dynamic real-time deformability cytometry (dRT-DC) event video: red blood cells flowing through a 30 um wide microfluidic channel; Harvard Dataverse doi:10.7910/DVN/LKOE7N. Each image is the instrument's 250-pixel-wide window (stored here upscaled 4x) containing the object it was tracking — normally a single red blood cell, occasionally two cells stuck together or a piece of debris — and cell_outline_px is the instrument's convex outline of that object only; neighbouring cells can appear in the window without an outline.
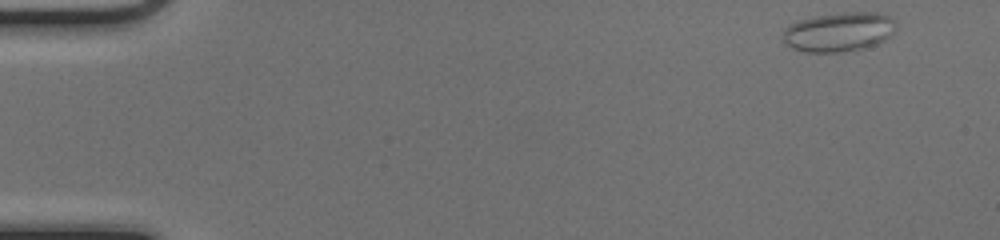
{"species": "common noctule bat (a hibernating species)", "species_latin": "Nyctalus noctula", "temperature_condition": "cold", "stored_images_in_passage": 48, "camera_frame_rate_fps": 3000, "um_per_image_px": 0.085, "animal": {"sex": "female", "body_mass_g": 17.0, "forearm_length_mm": 48.0}, "frame": {"image": 1, "passage_image": 1, "time_ms": 0.0, "image_size_px": [1000, 240], "cell_outline_px": [[896, 28], [884, 40], [876, 44], [864, 48], [840, 52], [804, 52], [792, 48], [784, 40], [784, 28], [788, 24], [796, 20], [812, 16], [844, 12], [876, 12], [888, 16], [896, 20]], "centroid_in_image_um": [71.29, 2.69], "position_along_channel_um": 13.7, "area_um2": 26.07}}
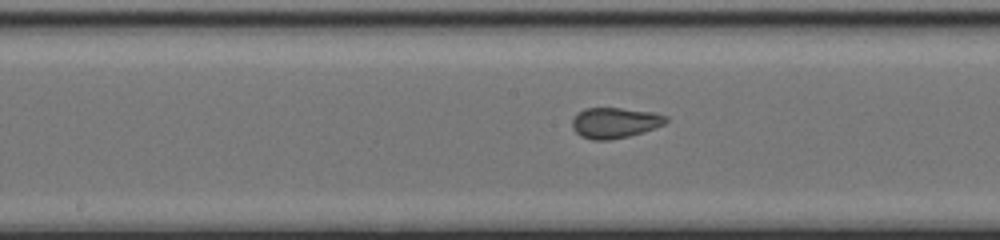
{"frame": {"image": 2, "passage_image": 24, "time_ms": 7.667, "image_size_px": [1000, 240], "cell_outline_px": [[668, 120], [664, 124], [644, 132], [628, 136], [608, 140], [592, 140], [580, 136], [572, 128], [572, 120], [576, 112], [584, 108], [620, 108], [656, 112], [668, 116]], "centroid_in_image_um": [52.25, 10.42], "position_along_channel_um": 195.9, "area_um2": 16.94}}
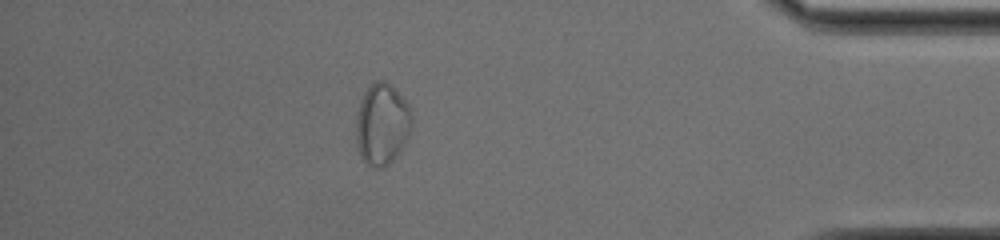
{"frame": {"image": 3, "passage_image": 42, "time_ms": 13.667, "image_size_px": [1000, 240], "cell_outline_px": [[412, 124], [408, 140], [388, 164], [384, 168], [372, 168], [364, 164], [360, 156], [356, 144], [356, 112], [360, 100], [364, 92], [376, 80], [384, 80], [408, 104], [412, 116]], "centroid_in_image_um": [32.44, 10.6], "position_along_channel_um": 402.8, "area_um2": 26.65}, "authors_computed_cell_mechanics": {"area_um2": 18.5249, "velocity_mm_per_s": 4.1116, "shape_relaxation_time_tau1_ms": 3.8779, "shape_relaxation_time_tau2_ms": null, "deformation_change_tau1": 0.1351, "deformation_change_tau2": null}}